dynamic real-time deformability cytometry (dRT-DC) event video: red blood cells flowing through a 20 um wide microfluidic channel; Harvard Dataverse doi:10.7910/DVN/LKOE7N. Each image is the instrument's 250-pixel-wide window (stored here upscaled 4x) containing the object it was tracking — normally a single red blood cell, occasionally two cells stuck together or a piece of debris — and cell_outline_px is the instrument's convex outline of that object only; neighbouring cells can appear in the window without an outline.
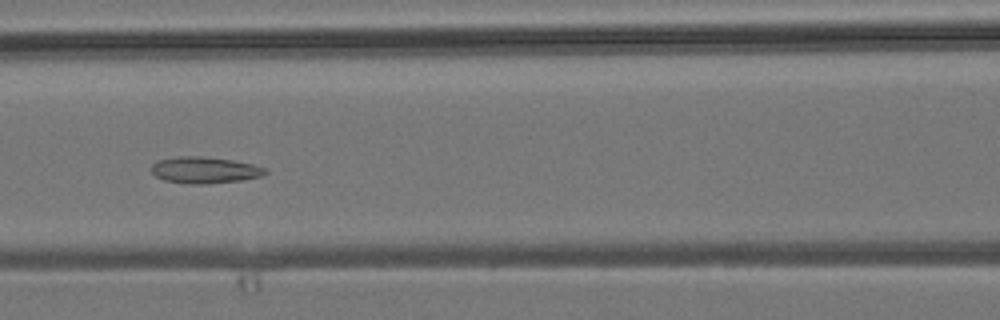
{"species": "common noctule bat (a hibernating species)", "species_latin": "Nyctalus noctula", "temperature_condition": "room temperature", "stored_images_in_passage": 7, "camera_frame_rate_fps": 3000, "um_per_image_px": 0.085, "animal": {"sex": "male", "body_mass_g": 19.2, "forearm_length_mm": 51.8}, "frame": {"image": 1, "passage_image": 6, "time_ms": 5.667, "image_size_px": [1000, 320], "cell_outline_px": [[268, 172], [260, 176], [240, 180], [208, 184], [192, 184], [164, 180], [156, 176], [152, 172], [152, 164], [156, 160], [176, 156], [204, 156], [232, 160], [252, 164], [268, 168]], "centroid_in_image_um": [17.39, 14.44], "position_along_channel_um": 149.2, "area_um2": 17.63}}
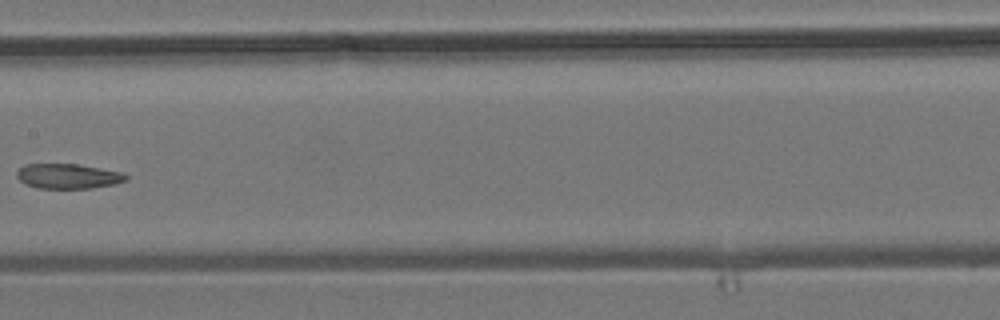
{"frame": {"image": 2, "passage_image": 7, "time_ms": 7.0, "image_size_px": [1000, 320], "cell_outline_px": [[128, 180], [112, 184], [92, 188], [36, 188], [24, 184], [16, 176], [16, 172], [24, 164], [76, 164], [100, 168], [120, 172], [128, 176]], "centroid_in_image_um": [5.74, 14.98], "position_along_channel_um": 201.7, "area_um2": 15.78}}